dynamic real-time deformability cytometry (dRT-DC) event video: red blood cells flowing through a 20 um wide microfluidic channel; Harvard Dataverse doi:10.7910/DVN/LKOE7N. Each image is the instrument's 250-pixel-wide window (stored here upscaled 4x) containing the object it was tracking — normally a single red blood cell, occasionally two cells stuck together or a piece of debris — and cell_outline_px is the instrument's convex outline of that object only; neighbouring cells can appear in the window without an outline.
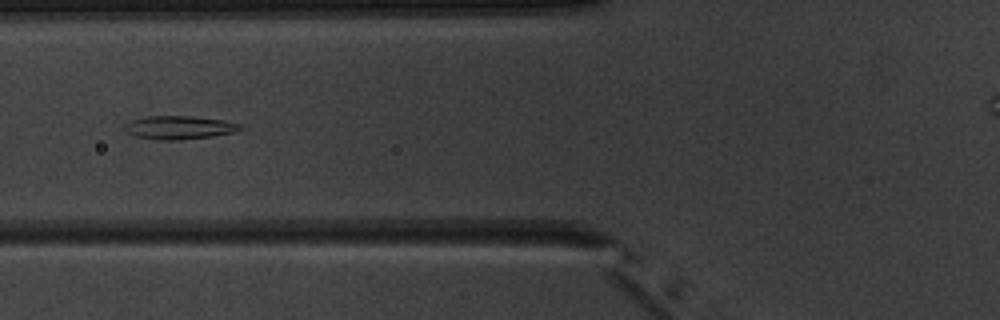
{"species": "common noctule bat (a hibernating species)", "species_latin": "Nyctalus noctula", "temperature_condition": "warm", "stored_images_in_passage": 6, "camera_frame_rate_fps": 3000, "um_per_image_px": 0.085, "animal": {"sex": "male", "body_mass_g": 20.1, "forearm_length_mm": 53.5}, "frame": {"image": 1, "passage_image": 6, "time_ms": 6.667, "image_size_px": [1000, 320], "cell_outline_px": [[248, 128], [236, 132], [212, 136], [176, 140], [160, 140], [136, 136], [128, 132], [124, 128], [124, 124], [132, 120], [148, 116], [192, 116], [224, 120], [244, 124]], "centroid_in_image_um": [15.34, 10.83], "position_along_channel_um": 110.5, "area_um2": 15.9}}